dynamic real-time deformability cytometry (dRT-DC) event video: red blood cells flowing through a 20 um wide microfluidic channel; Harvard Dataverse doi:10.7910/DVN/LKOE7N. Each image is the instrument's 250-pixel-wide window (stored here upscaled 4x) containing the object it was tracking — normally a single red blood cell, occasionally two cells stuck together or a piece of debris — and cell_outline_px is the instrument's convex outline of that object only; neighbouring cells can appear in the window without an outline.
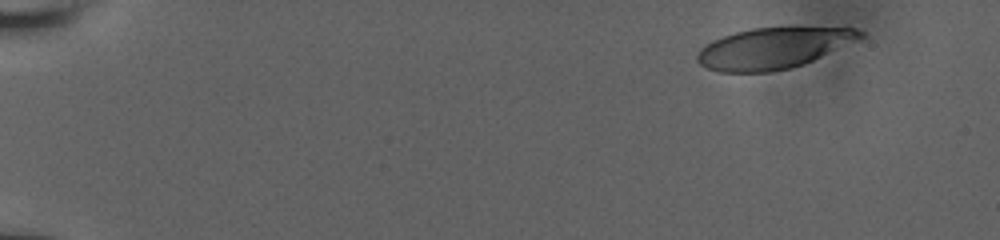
{"species": "human", "species_latin": "Homo sapiens", "temperature_condition": "room temperature", "stored_images_in_passage": 97, "camera_frame_rate_fps": 3000, "um_per_image_px": 0.085, "donor": {"sex": "male"}, "frame": {"image": 1, "passage_image": 1, "time_ms": 0.0, "image_size_px": [1000, 240], "cell_outline_px": [[864, 36], [812, 60], [788, 68], [768, 72], [720, 72], [708, 68], [700, 64], [696, 60], [696, 52], [704, 44], [712, 40], [736, 32], [752, 28], [856, 28], [864, 32]], "centroid_in_image_um": [65.63, 4.1], "position_along_channel_um": 19.4, "area_um2": 38.21}}
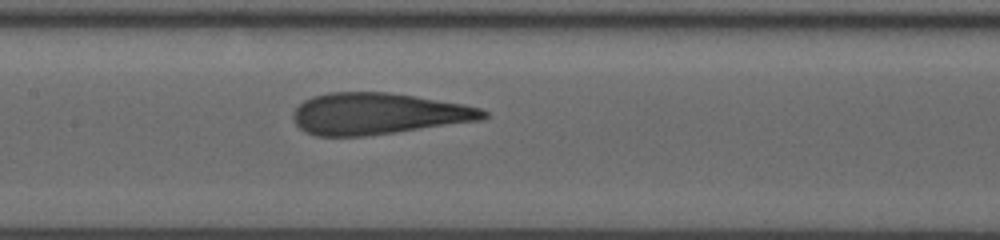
{"frame": {"image": 2, "passage_image": 57, "time_ms": 8.0, "image_size_px": [1000, 240], "cell_outline_px": [[488, 116], [484, 120], [396, 132], [364, 136], [316, 136], [304, 132], [296, 124], [292, 116], [292, 112], [304, 100], [312, 96], [328, 92], [388, 92], [464, 104], [480, 108], [488, 112]], "centroid_in_image_um": [32.13, 9.67], "position_along_channel_um": 175.3, "area_um2": 46.12}}
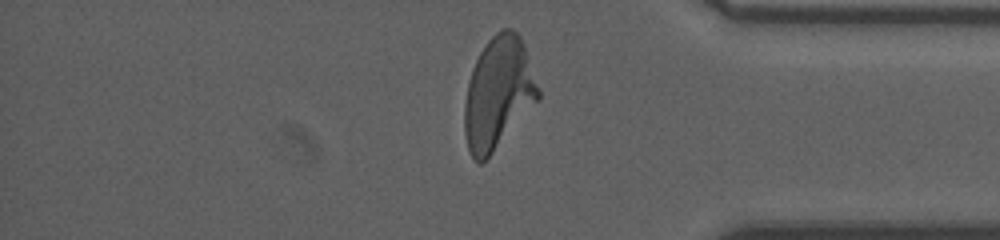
{"frame": {"image": 3, "passage_image": 93, "time_ms": 14.0, "image_size_px": [1000, 240], "cell_outline_px": [[540, 96], [492, 152], [480, 164], [476, 164], [468, 148], [464, 132], [464, 104], [468, 84], [472, 68], [480, 52], [488, 40], [496, 32], [504, 28], [512, 28], [520, 36], [528, 56], [540, 88]], "centroid_in_image_um": [42.33, 7.88], "position_along_channel_um": 392.9, "area_um2": 47.28}, "authors_computed_cell_mechanics": {"area_um2": 45.7198, "velocity_mm_per_s": 3.8649, "shape_relaxation_time_tau1_ms": 6.822, "shape_relaxation_time_tau2_ms": 0.9584, "deformation_change_tau1": 0.2801, "deformation_change_tau2": 0.1011}}